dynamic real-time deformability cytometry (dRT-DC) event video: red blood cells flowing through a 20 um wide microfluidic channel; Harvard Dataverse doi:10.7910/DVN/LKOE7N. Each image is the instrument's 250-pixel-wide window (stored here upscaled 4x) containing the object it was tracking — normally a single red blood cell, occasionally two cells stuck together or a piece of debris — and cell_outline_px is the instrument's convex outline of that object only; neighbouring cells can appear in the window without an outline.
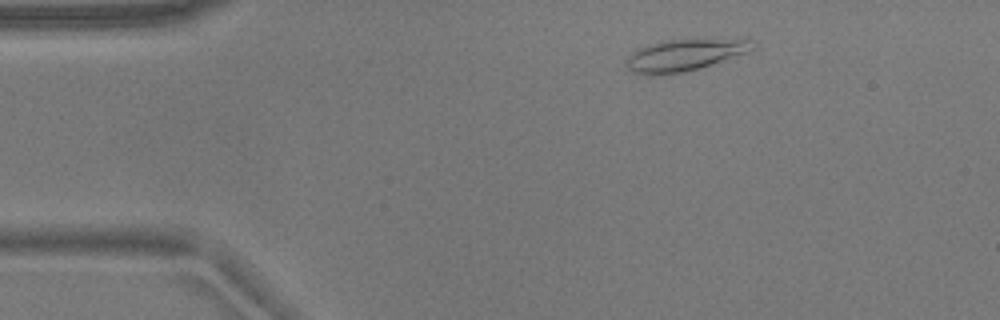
{"species": "common noctule bat (a hibernating species)", "species_latin": "Nyctalus noctula", "temperature_condition": "warm", "stored_images_in_passage": 47, "camera_frame_rate_fps": 3000, "um_per_image_px": 0.085, "animal": {"sex": "male", "body_mass_g": 17.9}, "frame": {"image": 1, "passage_image": 2, "time_ms": 0.333, "image_size_px": [1000, 320], "cell_outline_px": [[756, 48], [748, 52], [700, 68], [684, 72], [648, 76], [636, 72], [628, 68], [624, 64], [624, 60], [632, 52], [648, 44], [660, 40], [756, 40]], "centroid_in_image_um": [58.15, 4.69], "position_along_channel_um": 26.9, "area_um2": 23.24}}
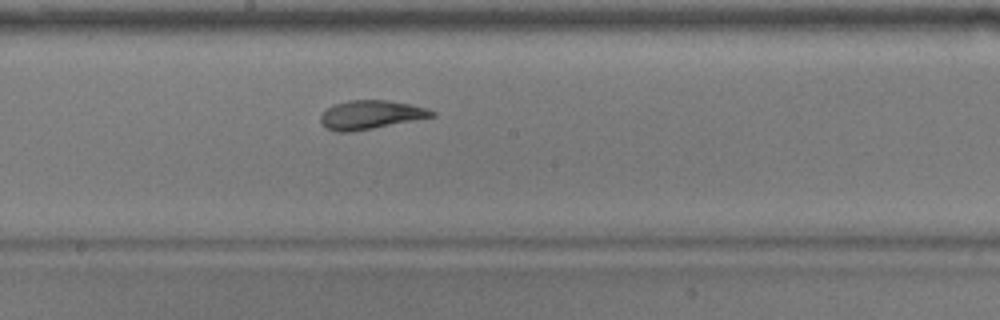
{"frame": {"image": 2, "passage_image": 22, "time_ms": 7.0, "image_size_px": [1000, 320], "cell_outline_px": [[436, 116], [416, 120], [372, 128], [348, 132], [336, 132], [324, 128], [320, 124], [320, 116], [332, 104], [348, 100], [384, 100], [408, 104], [424, 108], [436, 112]], "centroid_in_image_um": [31.45, 9.76], "position_along_channel_um": 216.8, "area_um2": 18.55}}
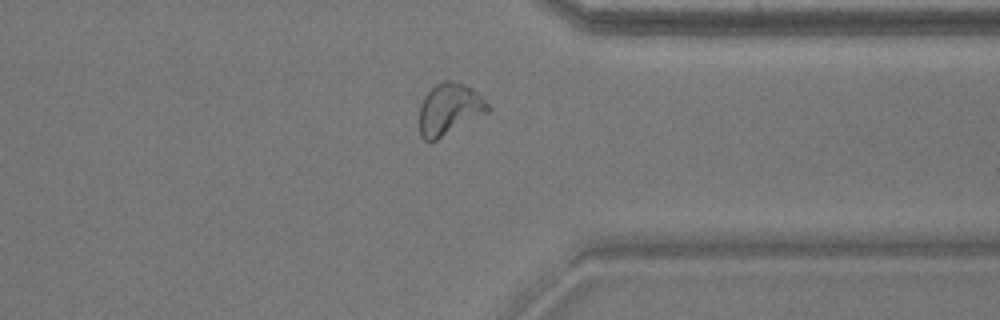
{"frame": {"image": 3, "passage_image": 35, "time_ms": 11.333, "image_size_px": [1000, 320], "cell_outline_px": [[492, 108], [488, 112], [436, 140], [428, 144], [420, 136], [420, 104], [424, 96], [436, 84], [444, 80], [452, 80], [464, 84], [472, 88]], "centroid_in_image_um": [38.17, 9.29], "position_along_channel_um": 373.2, "area_um2": 20.52}, "authors_computed_cell_mechanics": {"area_um2": 19.8832, "velocity_mm_per_s": 3.708, "shape_relaxation_time_tau1_ms": 4.774, "shape_relaxation_time_tau2_ms": 1.4369, "deformation_change_tau1": 0.1676, "deformation_change_tau2": 0.0769}}